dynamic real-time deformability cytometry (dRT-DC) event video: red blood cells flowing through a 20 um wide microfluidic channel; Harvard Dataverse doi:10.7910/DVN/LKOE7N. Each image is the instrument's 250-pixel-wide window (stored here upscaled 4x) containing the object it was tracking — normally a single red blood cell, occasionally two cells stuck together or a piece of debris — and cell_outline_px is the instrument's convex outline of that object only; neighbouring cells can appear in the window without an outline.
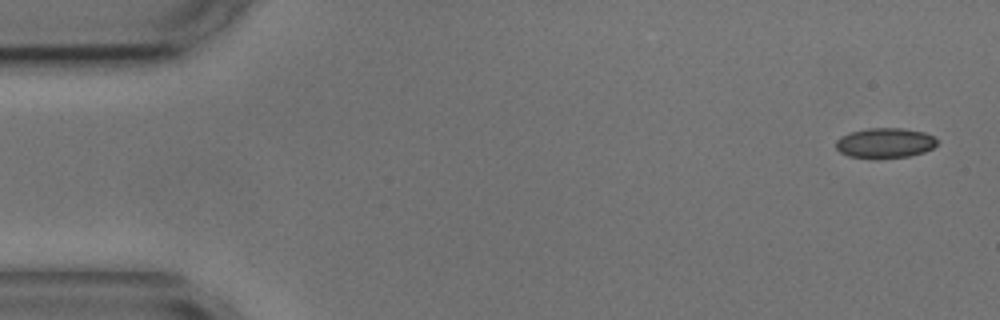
{"species": "common noctule bat (a hibernating species)", "species_latin": "Nyctalus noctula", "temperature_condition": "cold", "stored_images_in_passage": 54, "camera_frame_rate_fps": 3000, "um_per_image_px": 0.085, "animal": {"sex": "male", "body_mass_g": 17.9, "forearm_length_mm": 54.2}, "frame": {"image": 1, "passage_image": 1, "time_ms": 0.0, "image_size_px": [1000, 320], "cell_outline_px": [[940, 140], [932, 148], [924, 152], [908, 156], [876, 160], [848, 156], [840, 152], [836, 148], [836, 140], [840, 136], [848, 132], [868, 128], [904, 128], [924, 132]], "centroid_in_image_um": [75.2, 12.17], "position_along_channel_um": 9.8, "area_um2": 18.21}}
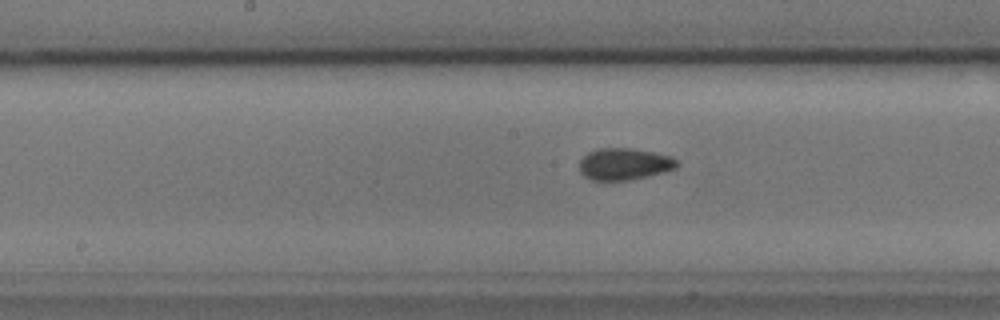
{"frame": {"image": 2, "passage_image": 26, "time_ms": 8.333, "image_size_px": [1000, 320], "cell_outline_px": [[680, 164], [676, 168], [664, 172], [628, 180], [592, 180], [584, 176], [580, 172], [580, 160], [588, 152], [596, 148], [632, 148], [672, 156]], "centroid_in_image_um": [53.06, 13.93], "position_along_channel_um": 195.1, "area_um2": 18.09}}
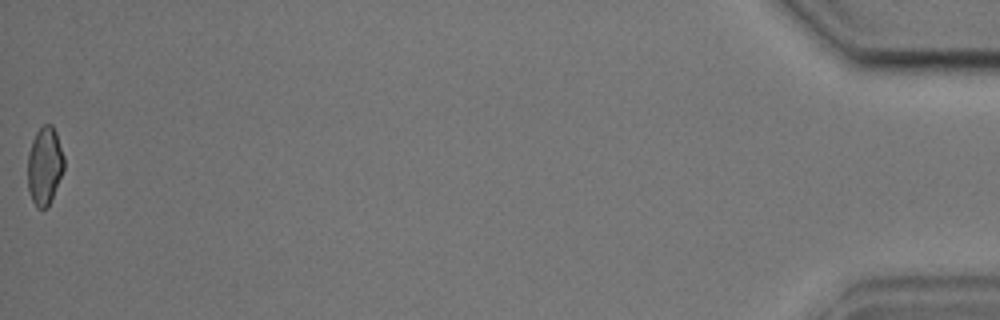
{"frame": {"image": 3, "passage_image": 54, "time_ms": 17.667, "image_size_px": [1000, 320], "cell_outline_px": [[64, 168], [48, 208], [36, 208], [32, 200], [28, 188], [28, 152], [32, 140], [36, 132], [44, 124], [52, 124], [56, 132], [64, 156]], "centroid_in_image_um": [3.79, 14.09], "position_along_channel_um": 431.4, "area_um2": 16.53}, "authors_computed_cell_mechanics": {"area_um2": 17.8024, "velocity_mm_per_s": 3.5982, "shape_relaxation_time_tau1_ms": 3.3929, "shape_relaxation_time_tau2_ms": 1.7198, "deformation_change_tau1": 0.0746, "deformation_change_tau2": 0.0646}}